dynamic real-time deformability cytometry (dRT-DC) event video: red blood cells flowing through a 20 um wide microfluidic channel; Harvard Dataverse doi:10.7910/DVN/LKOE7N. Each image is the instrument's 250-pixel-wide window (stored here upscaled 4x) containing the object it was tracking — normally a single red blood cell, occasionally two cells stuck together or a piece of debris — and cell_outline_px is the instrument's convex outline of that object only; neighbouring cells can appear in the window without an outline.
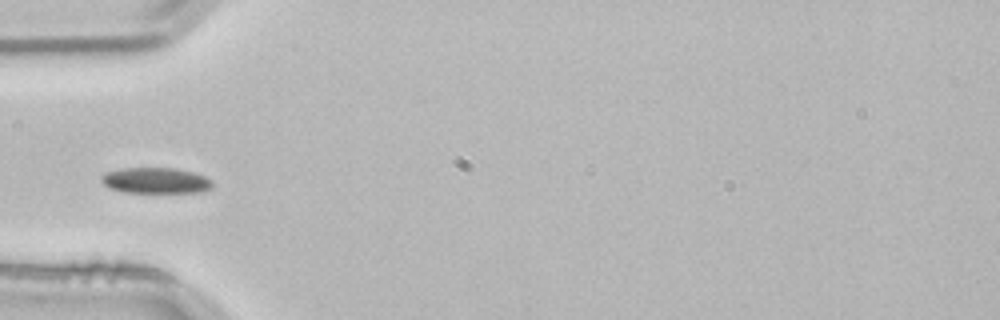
{"species": "common noctule bat (a hibernating species)", "species_latin": "Nyctalus noctula", "temperature_condition": "room temperature", "stored_images_in_passage": 1, "camera_frame_rate_fps": 3000, "um_per_image_px": 0.085, "animal": {"sex": "male", "body_mass_g": 21.5, "forearm_length_mm": 52.0}, "frame": {"image": 1, "passage_image": 1, "time_ms": 0.0, "image_size_px": [1000, 320], "cell_outline_px": [[212, 188], [204, 192], [124, 192], [108, 188], [100, 180], [100, 176], [104, 172], [120, 168], [176, 168], [192, 172], [204, 176], [212, 180]], "centroid_in_image_um": [13.2, 15.34], "position_along_channel_um": 71.8, "area_um2": 16.88}}